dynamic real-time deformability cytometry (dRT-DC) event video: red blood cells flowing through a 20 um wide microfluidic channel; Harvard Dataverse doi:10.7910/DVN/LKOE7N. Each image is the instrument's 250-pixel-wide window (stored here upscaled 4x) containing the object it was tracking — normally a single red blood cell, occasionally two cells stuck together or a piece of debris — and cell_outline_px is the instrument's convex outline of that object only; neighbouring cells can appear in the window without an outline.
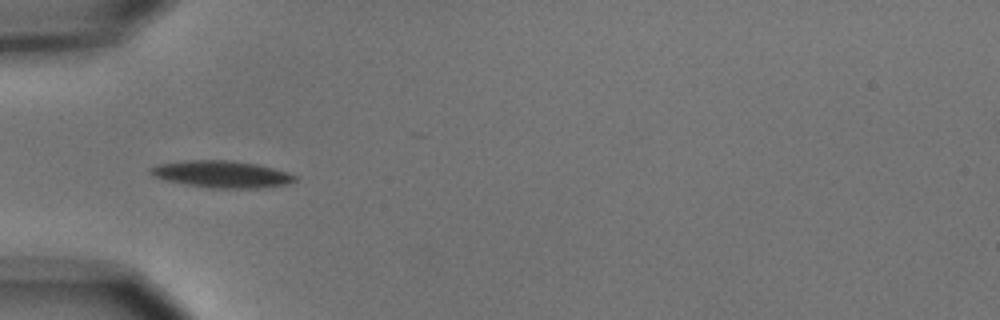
{"species": "common noctule bat (a hibernating species)", "species_latin": "Nyctalus noctula", "temperature_condition": "cold", "stored_images_in_passage": 8, "camera_frame_rate_fps": 3000, "um_per_image_px": 0.085, "animal": {"sex": "male", "body_mass_g": 15.6}, "frame": {"image": 1, "passage_image": 5, "time_ms": 4.667, "image_size_px": [1000, 320], "cell_outline_px": [[296, 180], [284, 184], [260, 188], [208, 188], [184, 184], [164, 180], [152, 176], [148, 172], [148, 168], [156, 164], [184, 160], [232, 160], [260, 164], [288, 172], [296, 176]], "centroid_in_image_um": [18.78, 14.79], "position_along_channel_um": 66.2, "area_um2": 23.0}}
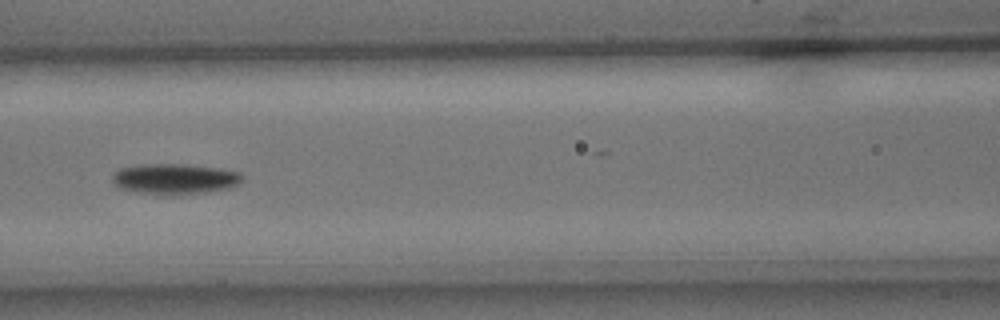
{"frame": {"image": 2, "passage_image": 7, "time_ms": 7.0, "image_size_px": [1000, 320], "cell_outline_px": [[244, 176], [236, 184], [228, 188], [208, 192], [164, 196], [136, 192], [120, 188], [112, 180], [112, 176], [120, 168], [144, 164], [184, 164], [216, 168], [240, 172]], "centroid_in_image_um": [14.83, 15.22], "position_along_channel_um": 151.8, "area_um2": 23.12}}
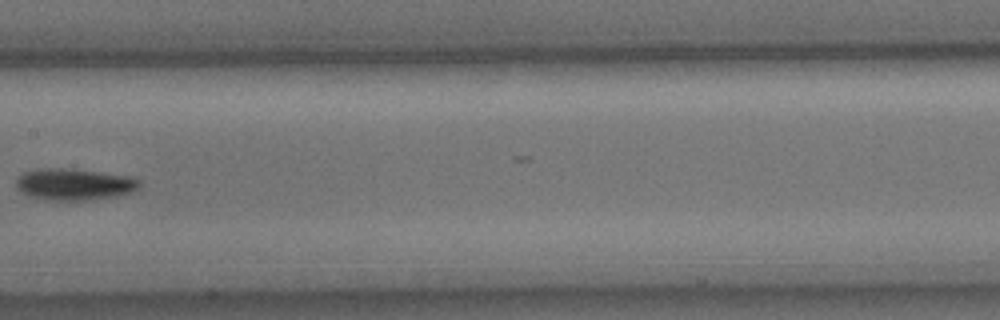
{"frame": {"image": 3, "passage_image": 8, "time_ms": 8.333, "image_size_px": [1000, 320], "cell_outline_px": [[140, 184], [136, 188], [128, 192], [116, 196], [92, 200], [48, 200], [28, 196], [16, 188], [16, 180], [24, 172], [40, 168], [68, 168], [128, 176], [140, 180]], "centroid_in_image_um": [6.25, 15.67], "position_along_channel_um": 201.1, "area_um2": 22.54}}